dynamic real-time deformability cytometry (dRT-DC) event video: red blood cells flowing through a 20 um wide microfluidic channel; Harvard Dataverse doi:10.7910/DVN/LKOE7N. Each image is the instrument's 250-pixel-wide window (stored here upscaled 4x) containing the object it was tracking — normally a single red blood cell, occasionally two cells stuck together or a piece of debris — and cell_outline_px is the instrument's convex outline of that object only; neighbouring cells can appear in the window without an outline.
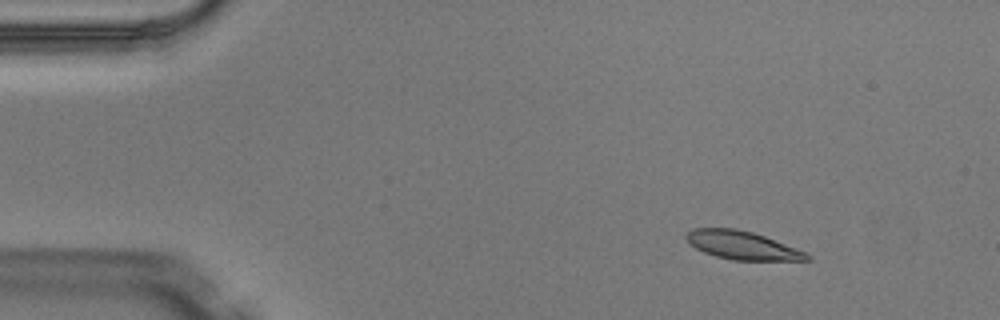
{"species": "Egyptian fruit bat (a non-hibernating species)", "species_latin": "Rousettus aegyptiacus", "temperature_condition": "warm", "stored_images_in_passage": 5, "camera_frame_rate_fps": 3000, "um_per_image_px": 0.085, "animal": {"sex": "male"}, "frame": {"image": 1, "passage_image": 2, "time_ms": 0.333, "image_size_px": [1000, 320], "cell_outline_px": [[812, 260], [732, 260], [716, 256], [704, 252], [696, 248], [684, 236], [692, 228], [736, 228], [752, 232], [764, 236], [804, 252], [812, 256]], "centroid_in_image_um": [63.07, 20.85], "position_along_channel_um": 21.9, "area_um2": 19.59}}